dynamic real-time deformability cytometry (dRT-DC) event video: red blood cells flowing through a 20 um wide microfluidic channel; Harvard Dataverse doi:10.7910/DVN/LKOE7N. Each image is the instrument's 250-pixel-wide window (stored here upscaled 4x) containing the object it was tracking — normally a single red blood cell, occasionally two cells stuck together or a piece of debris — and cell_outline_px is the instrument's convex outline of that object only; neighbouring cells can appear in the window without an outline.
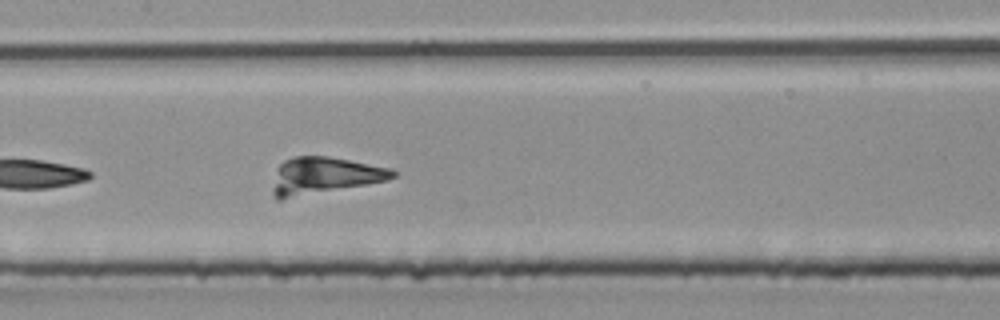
{"species": "common noctule bat (a hibernating species)", "species_latin": "Nyctalus noctula", "temperature_condition": "room temperature", "stored_images_in_passage": 24, "camera_frame_rate_fps": 3000, "um_per_image_px": 0.085, "animal": {"sex": "male", "body_mass_g": 20.4}, "frame": {"image": 1, "passage_image": 21, "time_ms": 6.667, "image_size_px": [1000, 320], "cell_outline_px": [[396, 176], [388, 180], [280, 200], [276, 200], [272, 196], [272, 188], [276, 168], [284, 160], [296, 156], [328, 156], [392, 168], [396, 172]], "centroid_in_image_um": [27.52, 14.93], "position_along_channel_um": 179.9, "area_um2": 25.84}}